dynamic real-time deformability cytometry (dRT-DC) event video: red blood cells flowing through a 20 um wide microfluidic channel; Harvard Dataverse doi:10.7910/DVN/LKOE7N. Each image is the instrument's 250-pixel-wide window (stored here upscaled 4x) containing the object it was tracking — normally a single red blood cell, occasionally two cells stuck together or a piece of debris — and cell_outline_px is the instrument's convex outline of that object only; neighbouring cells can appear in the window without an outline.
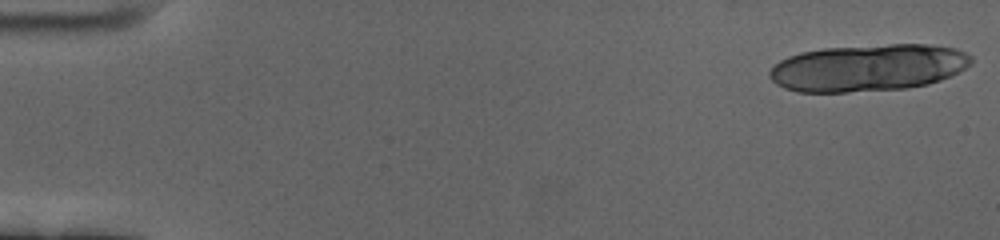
{"species": "human", "species_latin": "Homo sapiens", "temperature_condition": "cold", "stored_images_in_passage": 21, "camera_frame_rate_fps": 3000, "um_per_image_px": 0.085, "donor": {"sex": "female"}, "frame": {"image": 1, "passage_image": 1, "time_ms": 0.0, "image_size_px": [1000, 240], "cell_outline_px": [[972, 64], [952, 76], [928, 84], [908, 88], [848, 92], [796, 92], [784, 88], [776, 84], [768, 76], [768, 72], [780, 60], [788, 56], [800, 52], [824, 48], [888, 44], [928, 44], [956, 48], [972, 56]], "centroid_in_image_um": [73.79, 5.76], "position_along_channel_um": 11.2, "area_um2": 55.66}}